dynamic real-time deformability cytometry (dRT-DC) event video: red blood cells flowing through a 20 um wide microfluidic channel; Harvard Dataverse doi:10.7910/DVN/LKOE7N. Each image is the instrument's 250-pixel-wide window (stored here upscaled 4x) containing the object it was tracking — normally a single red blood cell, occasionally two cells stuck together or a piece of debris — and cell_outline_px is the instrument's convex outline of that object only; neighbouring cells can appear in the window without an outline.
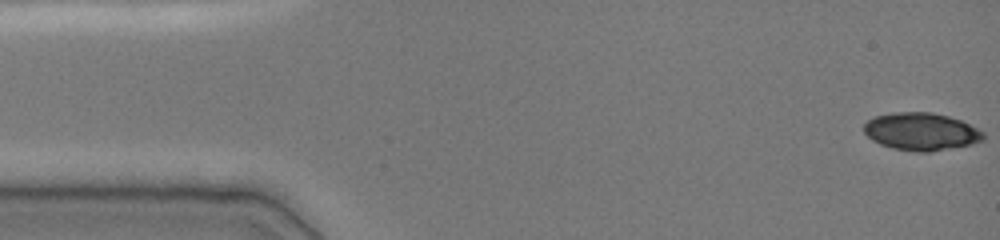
{"species": "common noctule bat (a hibernating species)", "species_latin": "Nyctalus noctula", "temperature_condition": "cold", "stored_images_in_passage": 75, "camera_frame_rate_fps": 3000, "um_per_image_px": 0.085, "animal": {"sex": "female", "body_mass_g": 19.0, "forearm_length_mm": 51.5}, "frame": {"image": 1, "passage_image": 1, "time_ms": 0.0, "image_size_px": [1000, 240], "cell_outline_px": [[984, 140], [972, 144], [928, 152], [916, 152], [892, 148], [880, 144], [872, 140], [864, 132], [864, 124], [868, 120], [876, 116], [896, 112], [932, 112], [948, 116], [960, 120], [984, 132]], "centroid_in_image_um": [78.29, 11.19], "position_along_channel_um": 6.7, "area_um2": 26.07}}
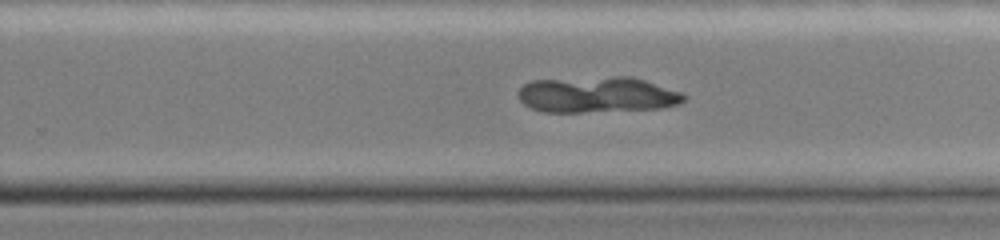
{"frame": {"image": 2, "passage_image": 47, "time_ms": 10.0, "image_size_px": [1000, 240], "cell_outline_px": [[688, 96], [680, 104], [660, 108], [580, 112], [544, 112], [532, 108], [524, 104], [520, 100], [520, 88], [524, 84], [532, 80], [612, 76], [632, 76], [680, 92]], "centroid_in_image_um": [50.77, 8.04], "position_along_channel_um": 279.0, "area_um2": 34.56}}
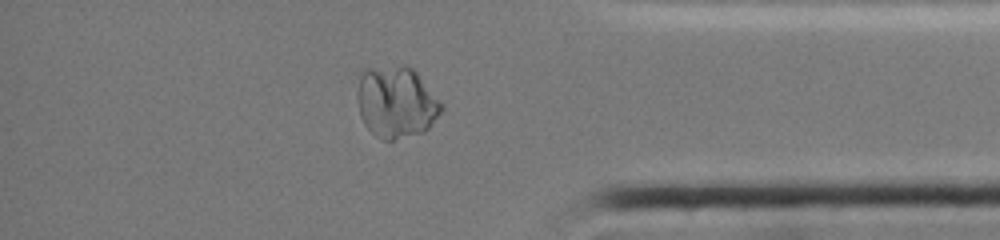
{"frame": {"image": 3, "passage_image": 62, "time_ms": 13.333, "image_size_px": [1000, 240], "cell_outline_px": [[444, 108], [428, 128], [424, 132], [392, 140], [380, 140], [364, 124], [360, 116], [356, 96], [360, 72], [364, 68], [400, 64], [412, 68], [416, 72], [444, 104]], "centroid_in_image_um": [33.66, 8.66], "position_along_channel_um": 401.5, "area_um2": 35.6}}